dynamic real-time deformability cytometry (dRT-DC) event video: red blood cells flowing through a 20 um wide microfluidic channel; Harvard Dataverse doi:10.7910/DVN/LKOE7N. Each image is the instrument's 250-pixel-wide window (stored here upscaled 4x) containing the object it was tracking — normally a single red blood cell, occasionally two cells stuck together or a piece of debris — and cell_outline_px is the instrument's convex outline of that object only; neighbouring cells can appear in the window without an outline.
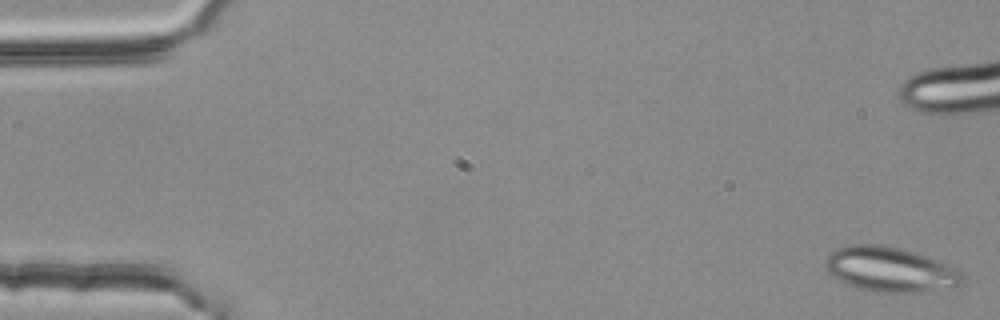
{"species": "common noctule bat (a hibernating species)", "species_latin": "Nyctalus noctula", "temperature_condition": "room temperature", "stored_images_in_passage": 7, "camera_frame_rate_fps": 3000, "um_per_image_px": 0.085, "animal": {"sex": "female", "body_mass_g": 25.1}, "frame": {"image": 1, "passage_image": 1, "time_ms": 0.0, "image_size_px": [1000, 320], "cell_outline_px": [[964, 284], [952, 288], [920, 292], [876, 292], [856, 288], [832, 276], [824, 268], [824, 260], [836, 248], [852, 244], [876, 244], [904, 248], [928, 256], [956, 268], [964, 276]], "centroid_in_image_um": [75.68, 22.9], "position_along_channel_um": 9.3, "area_um2": 36.24}}